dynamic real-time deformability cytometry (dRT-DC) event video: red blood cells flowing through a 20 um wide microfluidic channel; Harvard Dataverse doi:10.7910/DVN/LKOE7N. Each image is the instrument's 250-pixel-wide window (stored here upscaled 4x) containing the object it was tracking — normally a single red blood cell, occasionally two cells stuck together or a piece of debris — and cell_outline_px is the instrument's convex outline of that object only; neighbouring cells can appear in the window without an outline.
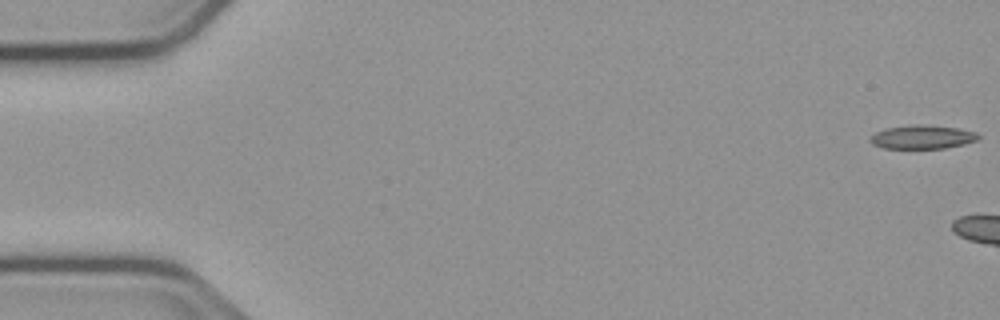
{"species": "common noctule bat (a hibernating species)", "species_latin": "Nyctalus noctula", "temperature_condition": "cold", "stored_images_in_passage": 7, "camera_frame_rate_fps": 3000, "um_per_image_px": 0.085, "animal": {"sex": "male", "body_mass_g": 23.1, "forearm_length_mm": 52.7}, "frame": {"image": 1, "passage_image": 1, "time_ms": 0.0, "image_size_px": [1000, 320], "cell_outline_px": [[980, 140], [964, 144], [944, 148], [884, 148], [872, 144], [868, 140], [876, 132], [888, 128], [912, 124], [920, 124], [956, 128], [976, 132], [980, 136]], "centroid_in_image_um": [78.42, 11.65], "position_along_channel_um": 6.6, "area_um2": 14.85}}